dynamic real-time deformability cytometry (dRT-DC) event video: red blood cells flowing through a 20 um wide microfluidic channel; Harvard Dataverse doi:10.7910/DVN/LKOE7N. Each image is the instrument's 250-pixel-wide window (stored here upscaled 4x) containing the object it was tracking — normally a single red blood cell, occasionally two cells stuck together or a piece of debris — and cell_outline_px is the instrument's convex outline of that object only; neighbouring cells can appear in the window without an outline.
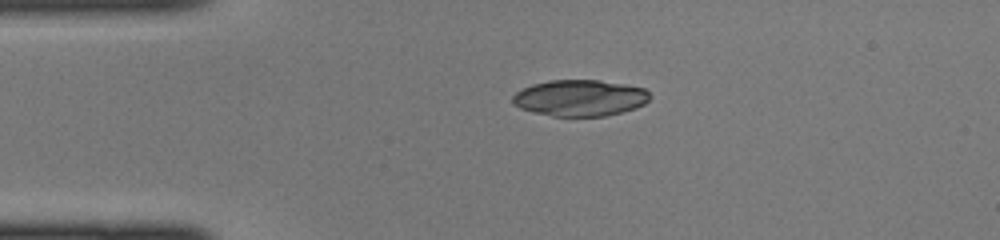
{"species": "common noctule bat (a hibernating species)", "species_latin": "Nyctalus noctula", "temperature_condition": "cold", "stored_images_in_passage": 36, "camera_frame_rate_fps": 3000, "um_per_image_px": 0.085, "animal": {"sex": "female", "body_mass_g": 22.0, "forearm_length_mm": 56.7}, "frame": {"image": 1, "passage_image": 1, "time_ms": 0.0, "image_size_px": [1000, 240], "cell_outline_px": [[652, 96], [644, 104], [636, 108], [624, 112], [604, 116], [552, 116], [520, 108], [512, 104], [512, 96], [516, 92], [532, 84], [548, 80], [600, 80], [624, 84], [644, 88]], "centroid_in_image_um": [49.31, 8.32], "position_along_channel_um": 35.7, "area_um2": 29.13}}